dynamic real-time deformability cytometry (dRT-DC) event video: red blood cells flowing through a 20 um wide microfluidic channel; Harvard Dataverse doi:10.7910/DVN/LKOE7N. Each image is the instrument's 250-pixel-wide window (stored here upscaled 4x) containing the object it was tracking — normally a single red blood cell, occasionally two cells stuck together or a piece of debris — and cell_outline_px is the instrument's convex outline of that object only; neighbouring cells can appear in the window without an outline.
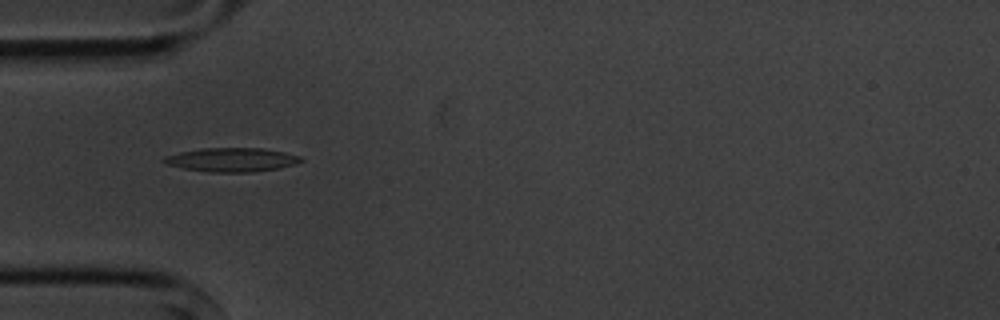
{"species": "common noctule bat (a hibernating species)", "species_latin": "Nyctalus noctula", "temperature_condition": "cold", "stored_images_in_passage": 15, "camera_frame_rate_fps": 3000, "um_per_image_px": 0.085, "animal": {"sex": "male", "body_mass_g": 20.1, "forearm_length_mm": 53.5}, "frame": {"image": 1, "passage_image": 5, "time_ms": 5.333, "image_size_px": [1000, 320], "cell_outline_px": [[304, 160], [292, 164], [276, 168], [252, 172], [212, 172], [184, 168], [168, 164], [160, 160], [164, 156], [180, 152], [204, 148], [264, 148], [284, 152], [300, 156]], "centroid_in_image_um": [19.67, 13.57], "position_along_channel_um": 65.3, "area_um2": 18.79}}
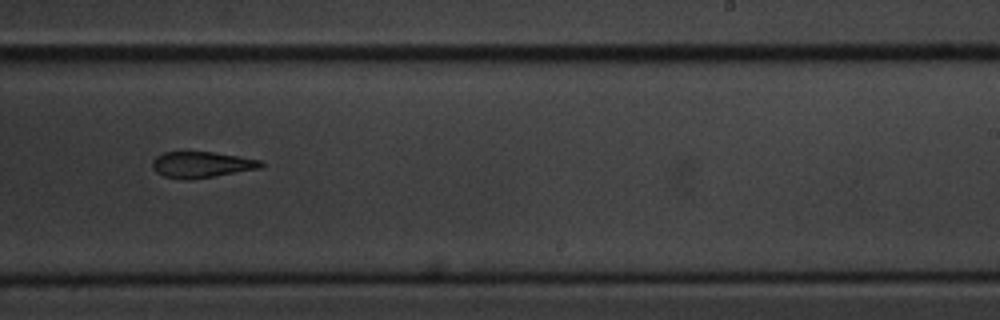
{"frame": {"image": 2, "passage_image": 10, "time_ms": 11.0, "image_size_px": [1000, 320], "cell_outline_px": [[264, 168], [188, 180], [184, 180], [164, 176], [156, 172], [152, 168], [152, 160], [156, 156], [164, 152], [212, 152], [240, 156], [260, 160], [264, 164]], "centroid_in_image_um": [17.14, 13.99], "position_along_channel_um": 271.9, "area_um2": 16.59}}
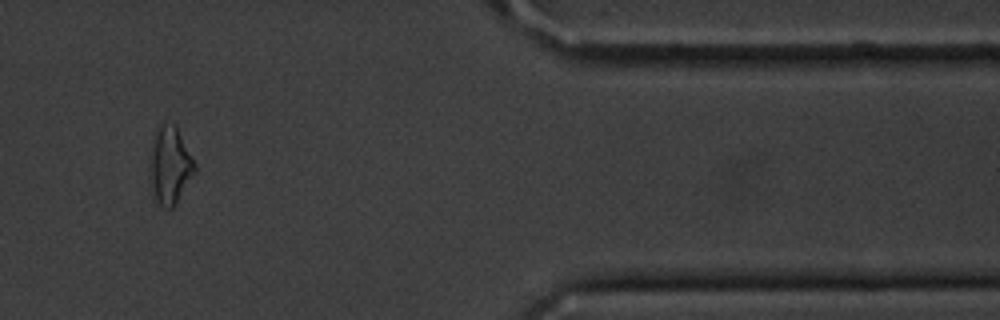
{"frame": {"image": 3, "passage_image": 13, "time_ms": 15.333, "image_size_px": [1000, 320], "cell_outline_px": [[196, 172], [176, 204], [172, 208], [164, 208], [156, 204], [152, 200], [148, 176], [148, 164], [152, 140], [156, 124], [160, 120], [164, 120], [172, 124], [176, 128], [196, 164]], "centroid_in_image_um": [14.36, 14.08], "position_along_channel_um": 397.0, "area_um2": 21.33}, "authors_computed_cell_mechanics": {"area_um2": 17.7446, "velocity_mm_per_s": 3.6431, "shape_relaxation_time_tau1_ms": 1.8789, "shape_relaxation_time_tau2_ms": 5.6174, "deformation_change_tau1": 0.0852, "deformation_change_tau2": 0.1573}}